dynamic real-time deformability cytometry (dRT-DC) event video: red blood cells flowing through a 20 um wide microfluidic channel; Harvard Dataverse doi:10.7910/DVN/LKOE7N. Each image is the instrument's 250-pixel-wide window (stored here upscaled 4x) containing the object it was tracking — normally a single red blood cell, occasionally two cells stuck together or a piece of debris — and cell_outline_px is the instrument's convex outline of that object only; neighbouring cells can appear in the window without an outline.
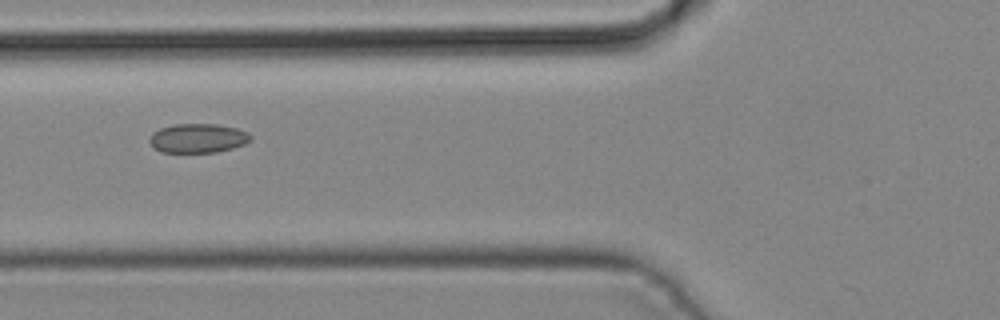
{"species": "common noctule bat (a hibernating species)", "species_latin": "Nyctalus noctula", "temperature_condition": "cold", "stored_images_in_passage": 5, "camera_frame_rate_fps": 3000, "um_per_image_px": 0.085, "animal": {"sex": "male", "body_mass_g": 19.2, "forearm_length_mm": 51.8}, "frame": {"image": 1, "passage_image": 4, "time_ms": 1.0, "image_size_px": [1000, 320], "cell_outline_px": [[252, 140], [244, 144], [232, 148], [216, 152], [160, 152], [152, 148], [148, 140], [152, 132], [160, 128], [172, 124], [216, 124], [236, 128], [248, 132], [252, 136]], "centroid_in_image_um": [16.79, 11.75], "position_along_channel_um": 109.0, "area_um2": 17.4}}
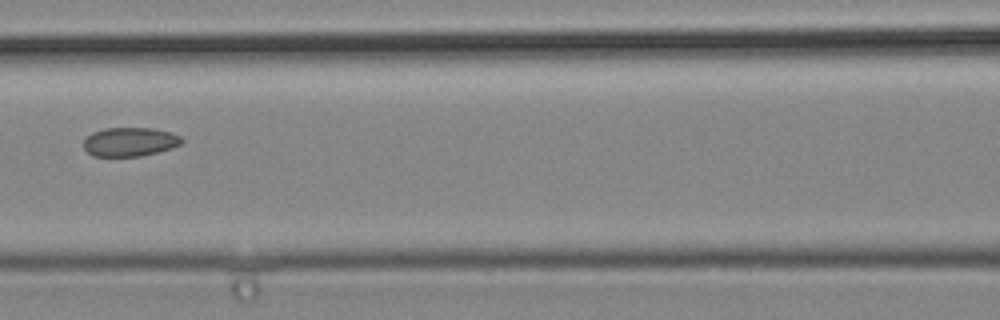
{"frame": {"image": 2, "passage_image": 5, "time_ms": 1.333, "image_size_px": [1000, 320], "cell_outline_px": [[184, 140], [180, 144], [172, 148], [140, 156], [92, 156], [84, 148], [84, 140], [92, 132], [104, 128], [152, 128], [172, 132], [180, 136]], "centroid_in_image_um": [11.04, 12.05], "position_along_channel_um": 155.6, "area_um2": 16.53}}